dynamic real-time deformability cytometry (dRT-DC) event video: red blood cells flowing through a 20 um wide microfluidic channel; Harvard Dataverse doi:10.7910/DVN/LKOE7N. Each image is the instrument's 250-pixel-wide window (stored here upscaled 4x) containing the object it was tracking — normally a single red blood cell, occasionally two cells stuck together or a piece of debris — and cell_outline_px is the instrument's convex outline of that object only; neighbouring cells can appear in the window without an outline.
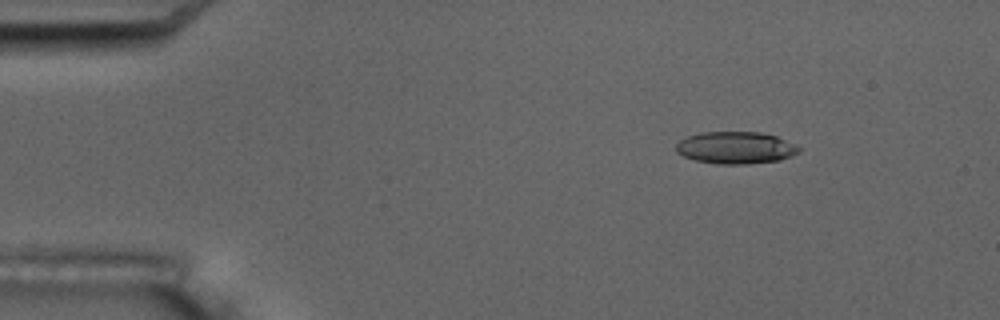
{"species": "common noctule bat (a hibernating species)", "species_latin": "Nyctalus noctula", "temperature_condition": "room temperature", "stored_images_in_passage": 16, "camera_frame_rate_fps": 3000, "um_per_image_px": 0.085, "animal": {"sex": "male", "body_mass_g": 17.5, "forearm_length_mm": 52.3}, "frame": {"image": 1, "passage_image": 3, "time_ms": 2.333, "image_size_px": [1000, 320], "cell_outline_px": [[800, 152], [792, 156], [780, 160], [748, 164], [720, 164], [696, 160], [684, 156], [676, 152], [676, 144], [680, 140], [688, 136], [700, 132], [760, 132], [776, 136], [800, 148]], "centroid_in_image_um": [62.52, 12.56], "position_along_channel_um": 22.5, "area_um2": 22.89}, "authors_computed_cell_mechanics": {"area_um2": 23.4668, "velocity_mm_per_s": 3.5762, "shape_relaxation_time_tau1_ms": 4.7146, "shape_relaxation_time_tau2_ms": 4.9522, "deformation_change_tau1": 0.1306, "deformation_change_tau2": 0.1189}}